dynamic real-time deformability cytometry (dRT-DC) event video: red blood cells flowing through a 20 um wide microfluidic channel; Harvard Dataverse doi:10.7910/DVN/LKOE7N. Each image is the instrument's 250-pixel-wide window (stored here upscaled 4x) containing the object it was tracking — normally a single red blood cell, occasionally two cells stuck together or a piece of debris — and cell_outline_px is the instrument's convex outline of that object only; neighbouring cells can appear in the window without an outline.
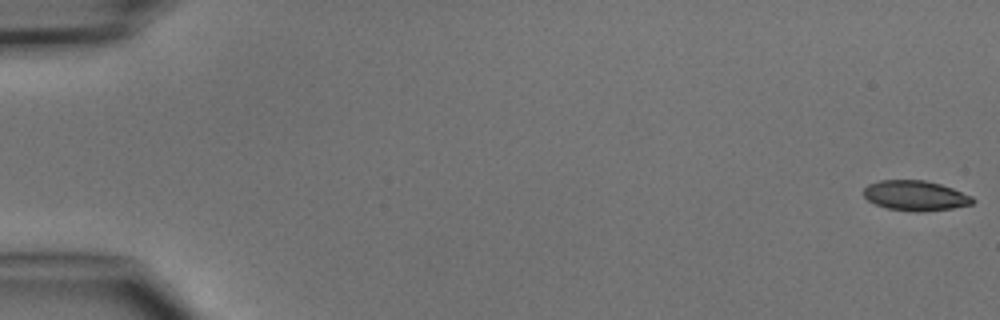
{"species": "common noctule bat (a hibernating species)", "species_latin": "Nyctalus noctula", "temperature_condition": "cold", "stored_images_in_passage": 5, "camera_frame_rate_fps": 3000, "um_per_image_px": 0.085, "animal": {"sex": "male", "body_mass_g": 15.6}, "frame": {"image": 1, "passage_image": 1, "time_ms": 0.0, "image_size_px": [1000, 320], "cell_outline_px": [[976, 200], [972, 204], [952, 208], [920, 212], [916, 212], [888, 208], [876, 204], [868, 200], [864, 196], [864, 188], [868, 184], [880, 180], [924, 180], [940, 184], [952, 188], [972, 196]], "centroid_in_image_um": [77.81, 16.62], "position_along_channel_um": 7.2, "area_um2": 19.02}}
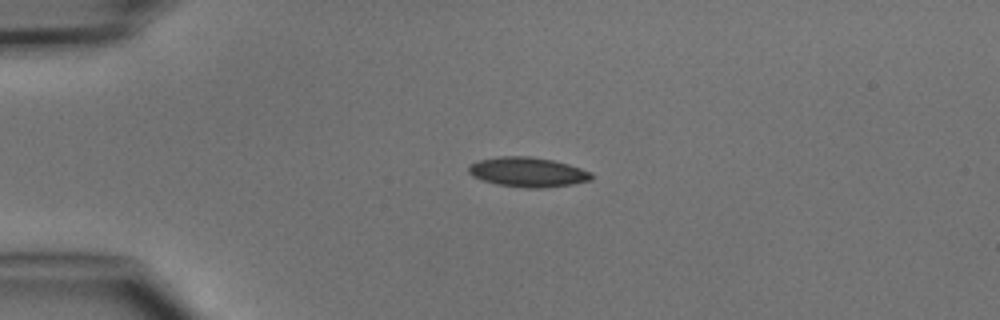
{"frame": {"image": 2, "passage_image": 4, "time_ms": 3.667, "image_size_px": [1000, 320], "cell_outline_px": [[592, 180], [572, 184], [544, 188], [528, 188], [496, 184], [472, 176], [468, 172], [468, 168], [476, 160], [500, 156], [532, 156], [552, 160], [568, 164], [592, 172]], "centroid_in_image_um": [44.86, 14.62], "position_along_channel_um": 40.1, "area_um2": 21.27}}